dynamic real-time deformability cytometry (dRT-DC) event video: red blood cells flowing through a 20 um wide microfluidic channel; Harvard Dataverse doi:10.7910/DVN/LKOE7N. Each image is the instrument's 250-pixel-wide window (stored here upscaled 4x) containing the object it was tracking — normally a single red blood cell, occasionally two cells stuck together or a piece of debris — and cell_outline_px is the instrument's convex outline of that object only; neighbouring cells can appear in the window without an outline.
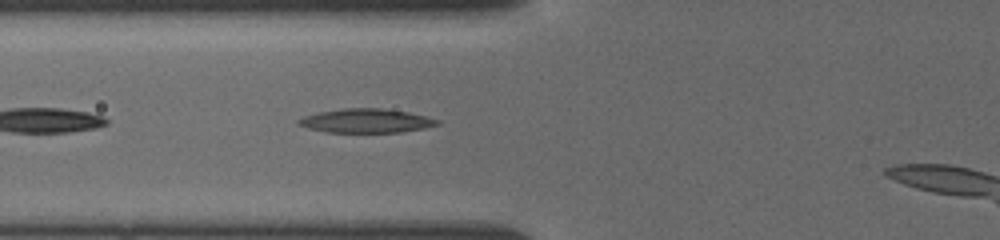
{"species": "common noctule bat (a hibernating species)", "species_latin": "Nyctalus noctula", "temperature_condition": "cold", "stored_images_in_passage": 51, "camera_frame_rate_fps": 3000, "um_per_image_px": 0.085, "animal": {"sex": "female", "body_mass_g": 19.5, "forearm_length_mm": 54.1}, "frame": {"image": 1, "passage_image": 6, "time_ms": 1.0, "image_size_px": [1000, 240], "cell_outline_px": [[440, 124], [424, 128], [400, 132], [324, 132], [308, 128], [300, 124], [296, 120], [304, 116], [320, 112], [344, 108], [380, 108], [408, 112], [440, 120]], "centroid_in_image_um": [31.13, 10.27], "position_along_channel_um": 94.7, "area_um2": 19.19}}
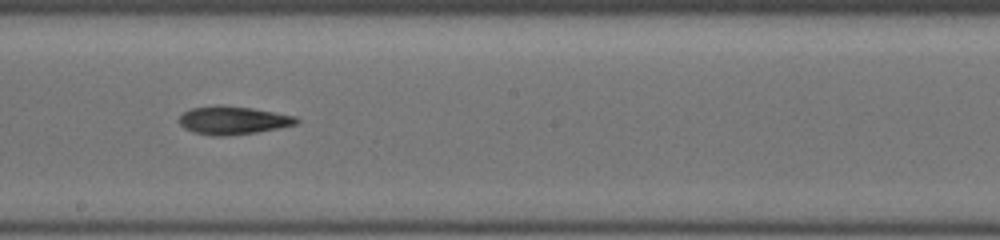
{"frame": {"image": 2, "passage_image": 23, "time_ms": 4.333, "image_size_px": [1000, 240], "cell_outline_px": [[300, 120], [296, 124], [280, 128], [256, 132], [224, 136], [212, 136], [192, 132], [184, 128], [176, 120], [184, 112], [192, 108], [216, 104], [224, 104], [252, 108], [296, 116]], "centroid_in_image_um": [19.77, 10.22], "position_along_channel_um": 228.4, "area_um2": 19.54}}
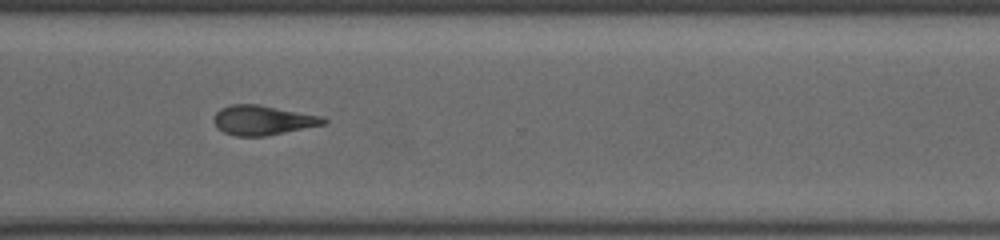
{"frame": {"image": 3, "passage_image": 37, "time_ms": 7.333, "image_size_px": [1000, 240], "cell_outline_px": [[328, 120], [324, 124], [264, 136], [236, 136], [224, 132], [212, 120], [216, 112], [220, 108], [232, 104], [256, 104], [324, 116]], "centroid_in_image_um": [22.33, 10.2], "position_along_channel_um": 348.3, "area_um2": 18.73}}